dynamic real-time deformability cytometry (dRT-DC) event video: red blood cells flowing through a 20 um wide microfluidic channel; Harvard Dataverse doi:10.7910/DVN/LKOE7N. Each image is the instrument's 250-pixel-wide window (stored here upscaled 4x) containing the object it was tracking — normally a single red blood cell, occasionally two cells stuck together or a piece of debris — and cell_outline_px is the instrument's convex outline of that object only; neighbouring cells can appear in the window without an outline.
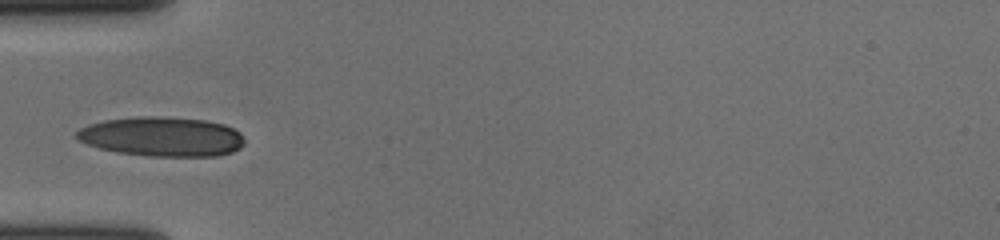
{"species": "human", "species_latin": "Homo sapiens", "temperature_condition": "cold", "stored_images_in_passage": 32, "camera_frame_rate_fps": 3000, "um_per_image_px": 0.085, "donor": {"sex": "female"}, "frame": {"image": 1, "passage_image": 1, "time_ms": 0.0, "image_size_px": [1000, 240], "cell_outline_px": [[244, 144], [240, 148], [232, 152], [220, 156], [148, 156], [116, 152], [100, 148], [88, 144], [80, 140], [76, 136], [76, 132], [80, 128], [88, 124], [104, 120], [136, 116], [164, 116], [204, 120], [224, 124], [240, 132], [244, 136]], "centroid_in_image_um": [13.79, 11.61], "position_along_channel_um": 71.2, "area_um2": 38.9}}
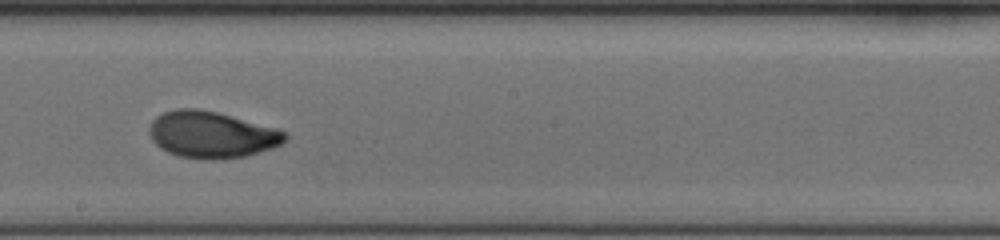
{"frame": {"image": 2, "passage_image": 14, "time_ms": 4.333, "image_size_px": [1000, 240], "cell_outline_px": [[288, 136], [280, 144], [272, 148], [244, 156], [224, 160], [212, 160], [180, 156], [168, 152], [160, 148], [152, 140], [148, 132], [148, 128], [152, 120], [156, 116], [164, 112], [176, 108], [196, 108], [216, 112], [276, 128], [284, 132]], "centroid_in_image_um": [17.94, 11.45], "position_along_channel_um": 230.3, "area_um2": 36.76}}
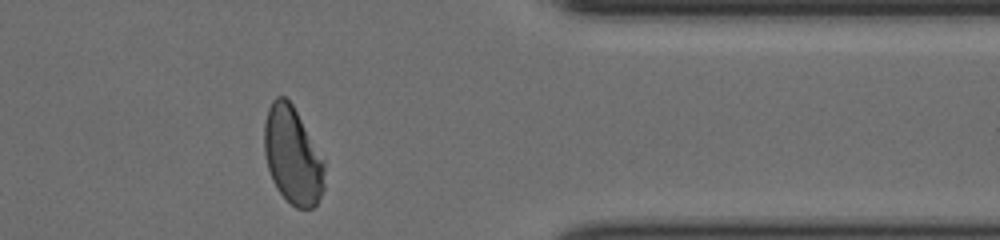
{"frame": {"image": 3, "passage_image": 28, "time_ms": 9.0, "image_size_px": [1000, 240], "cell_outline_px": [[324, 188], [316, 204], [312, 208], [296, 208], [276, 188], [272, 180], [268, 168], [264, 152], [264, 124], [268, 108], [272, 100], [276, 96], [284, 96], [292, 104], [324, 160]], "centroid_in_image_um": [24.86, 13.22], "position_along_channel_um": 386.5, "area_um2": 33.87}, "authors_computed_cell_mechanics": {"area_um2": 35.6626, "velocity_mm_per_s": 3.6761, "shape_relaxation_time_tau1_ms": 3.7258, "shape_relaxation_time_tau2_ms": 1.0715, "deformation_change_tau1": 0.1631, "deformation_change_tau2": 0.0503}}